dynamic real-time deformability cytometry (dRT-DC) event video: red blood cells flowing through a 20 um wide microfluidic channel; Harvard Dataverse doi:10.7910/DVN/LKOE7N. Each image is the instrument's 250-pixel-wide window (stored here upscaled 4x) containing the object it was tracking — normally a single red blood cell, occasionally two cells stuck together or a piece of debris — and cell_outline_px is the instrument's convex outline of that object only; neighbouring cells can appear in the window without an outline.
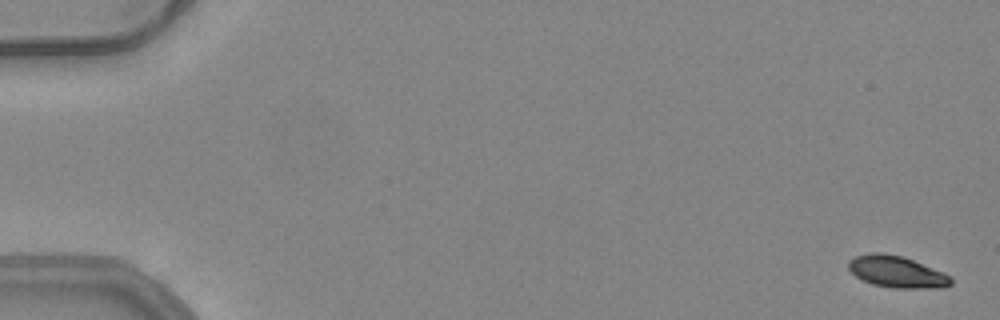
{"species": "common noctule bat (a hibernating species)", "species_latin": "Nyctalus noctula", "temperature_condition": "warm", "stored_images_in_passage": 54, "camera_frame_rate_fps": 3000, "um_per_image_px": 0.085, "animal": {"sex": "female", "body_mass_g": 24.6, "forearm_length_mm": 56.2}, "frame": {"image": 1, "passage_image": 2, "time_ms": 0.333, "image_size_px": [1000, 320], "cell_outline_px": [[952, 284], [944, 288], [892, 288], [872, 284], [860, 280], [848, 268], [848, 260], [856, 256], [868, 252], [884, 252], [904, 256], [944, 272], [952, 276]], "centroid_in_image_um": [76.24, 23.09], "position_along_channel_um": 8.8, "area_um2": 19.36}}
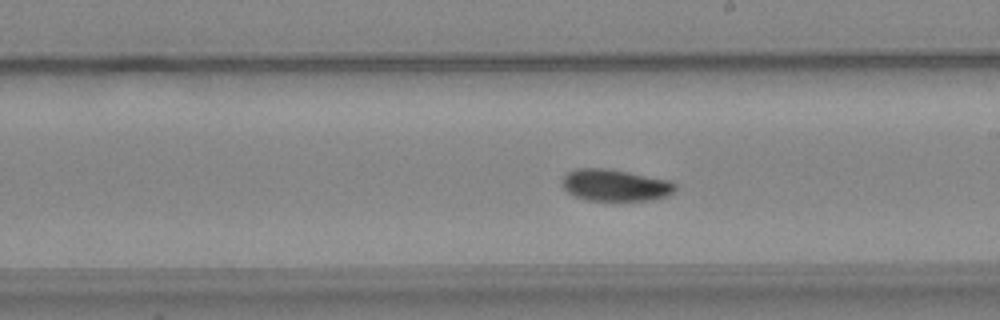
{"frame": {"image": 2, "passage_image": 32, "time_ms": 10.333, "image_size_px": [1000, 320], "cell_outline_px": [[676, 188], [668, 196], [652, 200], [588, 200], [576, 196], [568, 192], [560, 184], [560, 180], [564, 172], [576, 168], [604, 168], [628, 172], [672, 180], [676, 184]], "centroid_in_image_um": [52.26, 15.72], "position_along_channel_um": 236.7, "area_um2": 21.21}}
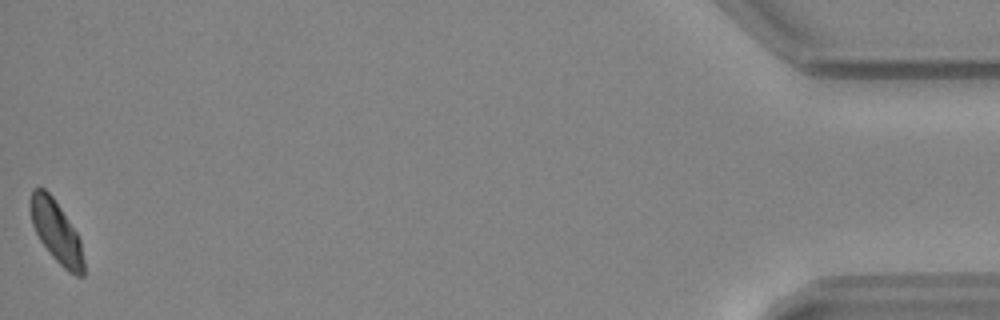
{"frame": {"image": 3, "passage_image": 54, "time_ms": 17.667, "image_size_px": [1000, 320], "cell_outline_px": [[84, 276], [76, 276], [68, 272], [52, 256], [40, 240], [32, 224], [28, 204], [28, 200], [32, 188], [44, 188], [52, 196], [76, 232], [80, 240], [84, 260]], "centroid_in_image_um": [4.76, 19.68], "position_along_channel_um": 430.4, "area_um2": 19.25}, "authors_computed_cell_mechanics": {"area_um2": 20.3167, "velocity_mm_per_s": 3.9325, "shape_relaxation_time_tau1_ms": 3.7084, "shape_relaxation_time_tau2_ms": null, "deformation_change_tau1": 0.1138, "deformation_change_tau2": null}}